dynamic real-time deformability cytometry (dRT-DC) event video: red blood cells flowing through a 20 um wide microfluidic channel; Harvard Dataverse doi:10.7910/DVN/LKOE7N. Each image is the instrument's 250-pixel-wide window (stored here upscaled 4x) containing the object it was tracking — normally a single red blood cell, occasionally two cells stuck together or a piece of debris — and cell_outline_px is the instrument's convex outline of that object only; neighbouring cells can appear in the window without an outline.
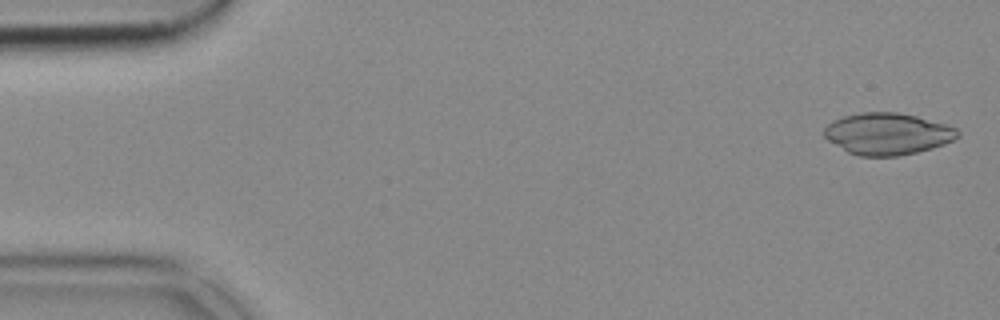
{"species": "common noctule bat (a hibernating species)", "species_latin": "Nyctalus noctula", "temperature_condition": "cold", "stored_images_in_passage": 52, "camera_frame_rate_fps": 3000, "um_per_image_px": 0.085, "animal": {"sex": "female", "body_mass_g": 18.4}, "frame": {"image": 1, "passage_image": 2, "time_ms": 0.333, "image_size_px": [1000, 320], "cell_outline_px": [[960, 136], [944, 144], [932, 148], [900, 156], [860, 156], [848, 152], [828, 140], [824, 136], [824, 128], [832, 120], [844, 116], [860, 112], [896, 112], [916, 116], [944, 124], [956, 128], [960, 132]], "centroid_in_image_um": [75.43, 11.37], "position_along_channel_um": 9.6, "area_um2": 32.37}}
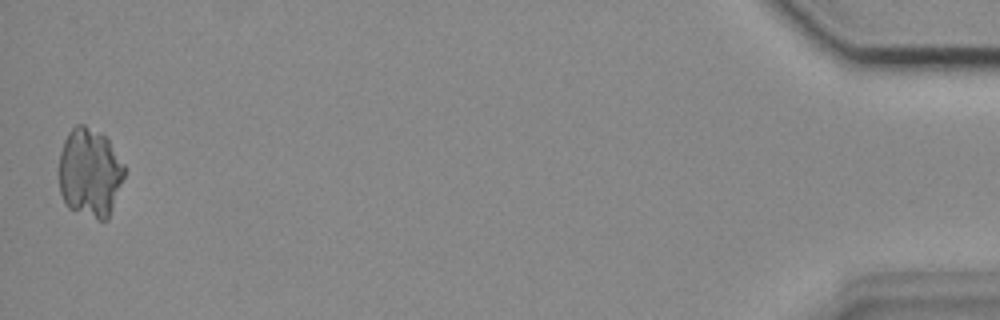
{"frame": {"image": 2, "passage_image": 52, "time_ms": 17.0, "image_size_px": [1000, 320], "cell_outline_px": [[124, 176], [108, 220], [96, 220], [68, 208], [64, 204], [60, 192], [56, 172], [60, 152], [64, 140], [68, 132], [76, 124], [84, 124], [104, 136], [108, 140], [124, 164]], "centroid_in_image_um": [7.58, 14.7], "position_along_channel_um": 427.6, "area_um2": 34.45}}